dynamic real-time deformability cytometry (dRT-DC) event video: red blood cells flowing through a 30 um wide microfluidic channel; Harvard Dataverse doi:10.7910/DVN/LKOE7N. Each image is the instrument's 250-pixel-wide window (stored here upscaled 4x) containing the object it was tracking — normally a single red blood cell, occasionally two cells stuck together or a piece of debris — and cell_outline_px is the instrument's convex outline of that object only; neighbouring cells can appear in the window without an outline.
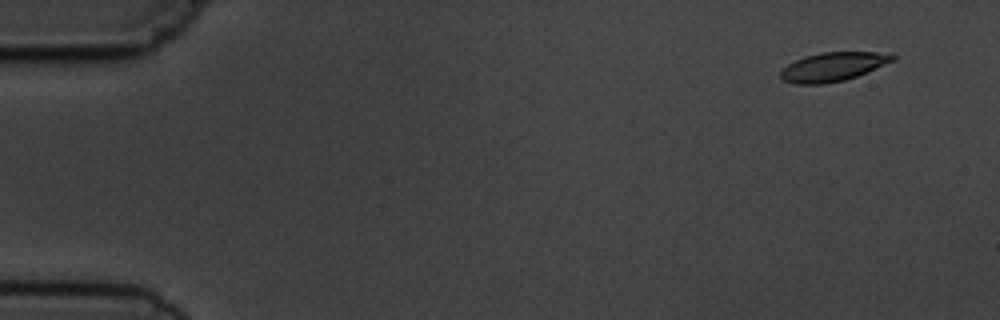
{"species": "common noctule bat (a hibernating species)", "species_latin": "Nyctalus noctula", "temperature_condition": "cold", "stored_images_in_passage": 4, "camera_frame_rate_fps": 3000, "um_per_image_px": 0.085, "animal": {"sex": "male", "body_mass_g": 19.5, "forearm_length_mm": 54.6}, "frame": {"image": 1, "passage_image": 1, "time_ms": 0.0, "image_size_px": [1000, 320], "cell_outline_px": [[896, 60], [856, 76], [844, 80], [824, 84], [796, 84], [784, 80], [780, 76], [780, 72], [788, 64], [804, 56], [820, 52], [888, 52], [896, 56]], "centroid_in_image_um": [70.83, 5.66], "position_along_channel_um": 14.2, "area_um2": 18.84}}